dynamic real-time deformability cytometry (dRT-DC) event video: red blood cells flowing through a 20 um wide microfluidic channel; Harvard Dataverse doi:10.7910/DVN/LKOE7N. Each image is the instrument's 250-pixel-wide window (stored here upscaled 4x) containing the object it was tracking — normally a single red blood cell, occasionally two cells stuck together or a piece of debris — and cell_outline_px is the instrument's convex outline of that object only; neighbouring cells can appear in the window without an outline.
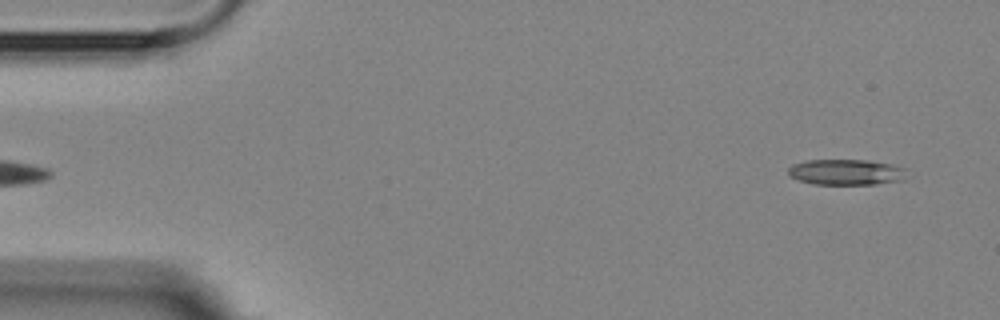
{"species": "Egyptian fruit bat (a non-hibernating species)", "species_latin": "Rousettus aegyptiacus", "temperature_condition": "room temperature", "stored_images_in_passage": 4, "segment_of_instrument_passage": [2, 2], "camera_frame_rate_fps": 3000, "um_per_image_px": 0.085, "animal": {"sex": "female"}, "frame": {"image": 1, "passage_image": 4, "time_ms": 5.0, "image_size_px": [1000, 320], "cell_outline_px": [[908, 168], [904, 180], [876, 184], [812, 184], [788, 176], [788, 168], [792, 164], [808, 160], [868, 160], [896, 164]], "centroid_in_image_um": [71.98, 14.62], "position_along_channel_um": 13.0, "area_um2": 18.09}}